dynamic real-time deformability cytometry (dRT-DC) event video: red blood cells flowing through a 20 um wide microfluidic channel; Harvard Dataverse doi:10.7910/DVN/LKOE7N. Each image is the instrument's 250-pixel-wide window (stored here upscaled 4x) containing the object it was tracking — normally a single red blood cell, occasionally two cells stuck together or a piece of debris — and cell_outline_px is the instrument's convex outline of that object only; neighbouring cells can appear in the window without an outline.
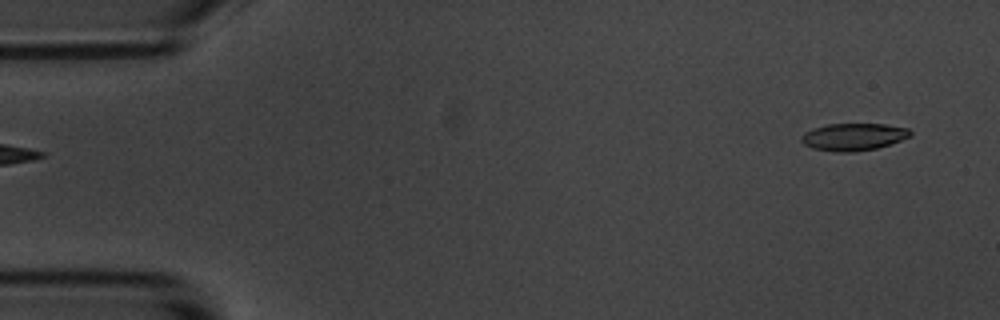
{"species": "common noctule bat (a hibernating species)", "species_latin": "Nyctalus noctula", "temperature_condition": "room temperature", "stored_images_in_passage": 4, "segment_of_instrument_passage": [2, 2], "camera_frame_rate_fps": 3000, "um_per_image_px": 0.085, "animal": {"sex": "male", "body_mass_g": 20.1, "forearm_length_mm": 53.5}, "frame": {"image": 1, "passage_image": 4, "time_ms": 4.333, "image_size_px": [1000, 320], "cell_outline_px": [[912, 136], [876, 148], [852, 152], [836, 152], [812, 148], [804, 144], [800, 140], [800, 136], [804, 132], [812, 128], [828, 124], [884, 124], [908, 128], [912, 132]], "centroid_in_image_um": [72.51, 11.62], "position_along_channel_um": 12.5, "area_um2": 17.34}}